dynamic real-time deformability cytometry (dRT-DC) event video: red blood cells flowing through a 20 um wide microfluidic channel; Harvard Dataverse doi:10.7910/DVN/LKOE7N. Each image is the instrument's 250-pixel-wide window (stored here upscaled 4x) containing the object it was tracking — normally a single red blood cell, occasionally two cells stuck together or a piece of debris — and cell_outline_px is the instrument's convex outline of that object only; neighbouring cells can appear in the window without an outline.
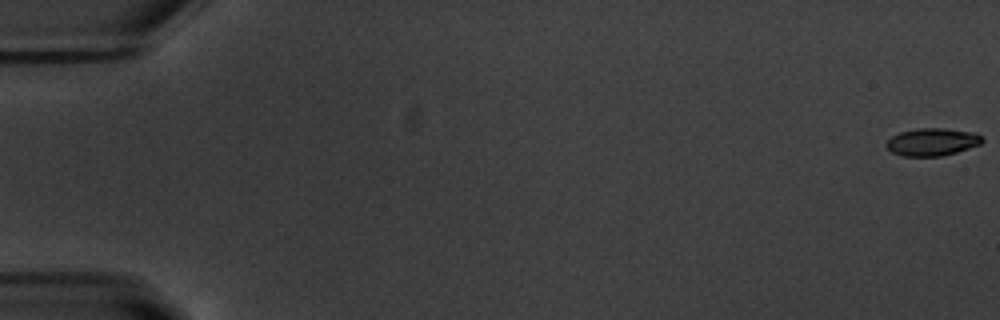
{"species": "common noctule bat (a hibernating species)", "species_latin": "Nyctalus noctula", "temperature_condition": "warm", "stored_images_in_passage": 55, "camera_frame_rate_fps": 3000, "um_per_image_px": 0.085, "animal": {"sex": "male", "body_mass_g": 20.1, "forearm_length_mm": 53.5}, "frame": {"image": 1, "passage_image": 1, "time_ms": 0.0, "image_size_px": [1000, 320], "cell_outline_px": [[984, 140], [980, 144], [956, 152], [940, 156], [904, 156], [892, 152], [884, 144], [892, 136], [900, 132], [920, 128], [944, 128], [972, 132], [980, 136]], "centroid_in_image_um": [79.21, 12.06], "position_along_channel_um": 5.8, "area_um2": 15.2}}
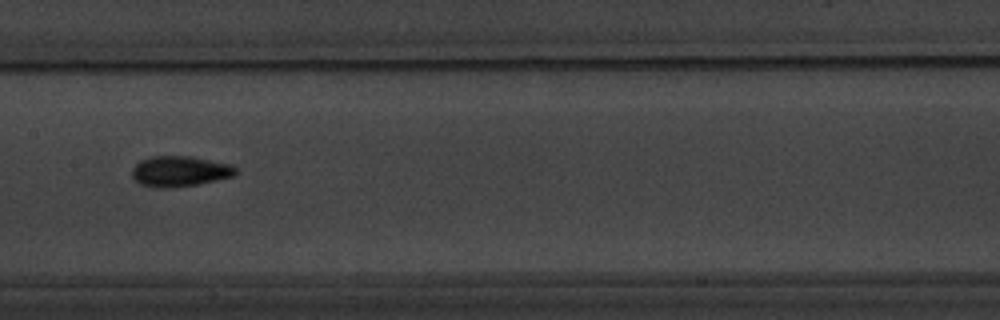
{"frame": {"image": 2, "passage_image": 29, "time_ms": 9.333, "image_size_px": [1000, 320], "cell_outline_px": [[240, 172], [236, 176], [196, 184], [172, 188], [156, 188], [140, 184], [132, 176], [132, 168], [140, 160], [148, 156], [192, 156], [232, 164]], "centroid_in_image_um": [15.31, 14.55], "position_along_channel_um": 192.1, "area_um2": 18.79}}
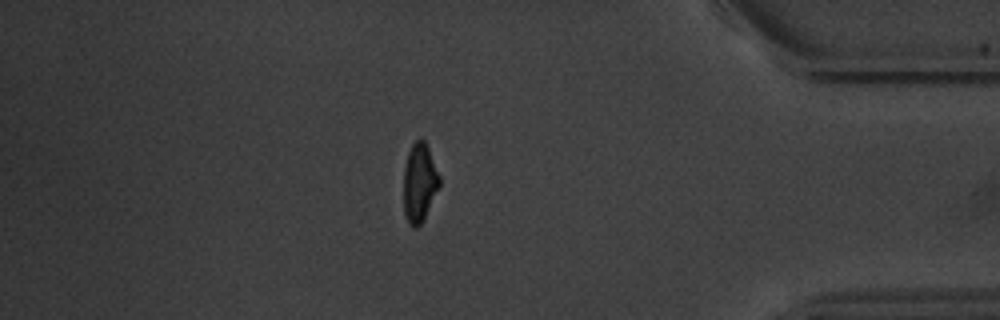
{"frame": {"image": 3, "passage_image": 48, "time_ms": 15.667, "image_size_px": [1000, 320], "cell_outline_px": [[440, 184], [420, 224], [416, 228], [412, 228], [408, 224], [404, 212], [404, 164], [408, 152], [412, 144], [416, 140], [424, 140], [428, 144], [440, 176]], "centroid_in_image_um": [35.64, 15.48], "position_along_channel_um": 399.6, "area_um2": 16.42}, "authors_computed_cell_mechanics": {"area_um2": 16.5308, "velocity_mm_per_s": 3.7782, "shape_relaxation_time_tau1_ms": 3.0887, "shape_relaxation_time_tau2_ms": 2.7455, "deformation_change_tau1": 0.1458, "deformation_change_tau2": 0.0913}}